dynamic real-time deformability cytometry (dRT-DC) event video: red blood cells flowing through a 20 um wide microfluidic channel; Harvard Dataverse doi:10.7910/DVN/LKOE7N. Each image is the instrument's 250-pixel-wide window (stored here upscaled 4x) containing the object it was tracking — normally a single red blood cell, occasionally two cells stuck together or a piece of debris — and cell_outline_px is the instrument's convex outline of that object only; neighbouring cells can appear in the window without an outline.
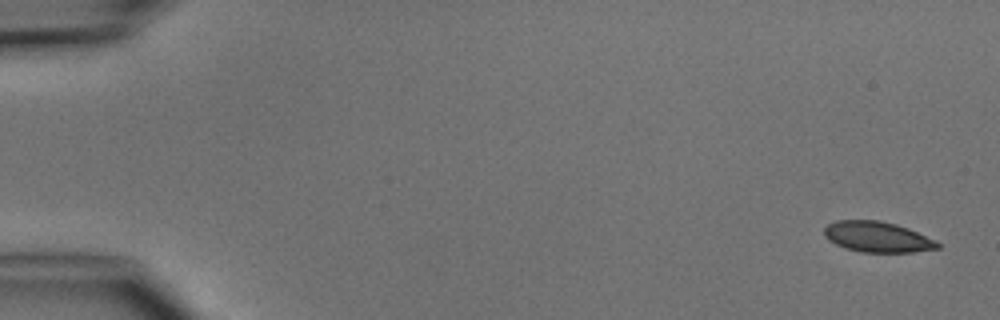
{"species": "common noctule bat (a hibernating species)", "species_latin": "Nyctalus noctula", "temperature_condition": "cold", "stored_images_in_passage": 5, "camera_frame_rate_fps": 3000, "um_per_image_px": 0.085, "animal": {"sex": "male", "body_mass_g": 15.6}, "frame": {"image": 1, "passage_image": 1, "time_ms": 0.0, "image_size_px": [1000, 320], "cell_outline_px": [[940, 248], [912, 252], [860, 252], [844, 248], [828, 240], [824, 236], [824, 228], [828, 224], [836, 220], [880, 220], [896, 224], [908, 228], [936, 240], [940, 244]], "centroid_in_image_um": [74.56, 20.13], "position_along_channel_um": 10.4, "area_um2": 20.35}}
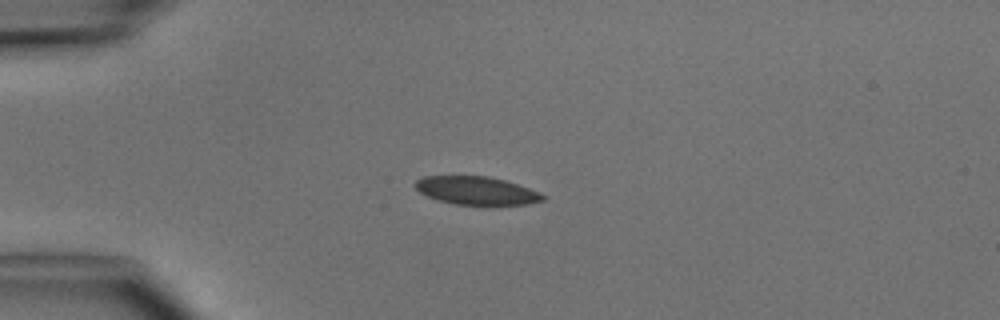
{"frame": {"image": 2, "passage_image": 4, "time_ms": 3.667, "image_size_px": [1000, 320], "cell_outline_px": [[548, 196], [544, 200], [528, 204], [456, 204], [440, 200], [428, 196], [420, 192], [412, 184], [416, 180], [424, 176], [488, 176], [504, 180], [540, 192]], "centroid_in_image_um": [40.5, 16.19], "position_along_channel_um": 44.5, "area_um2": 20.69}}